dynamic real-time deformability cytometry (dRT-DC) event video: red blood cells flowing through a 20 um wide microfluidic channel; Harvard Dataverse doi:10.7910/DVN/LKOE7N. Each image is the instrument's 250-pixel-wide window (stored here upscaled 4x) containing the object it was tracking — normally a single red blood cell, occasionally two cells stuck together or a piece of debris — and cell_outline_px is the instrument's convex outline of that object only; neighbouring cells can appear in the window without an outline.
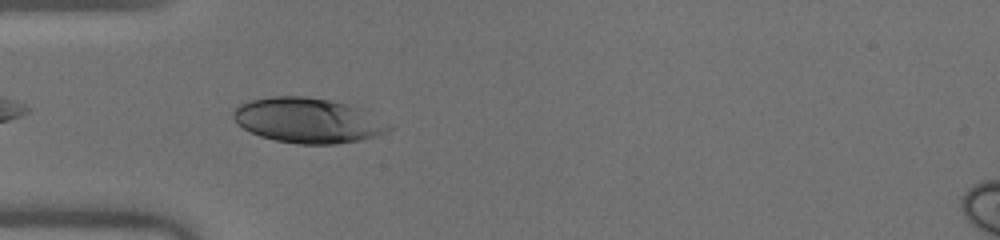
{"species": "human", "species_latin": "Homo sapiens", "temperature_condition": "warm", "stored_images_in_passage": 39, "camera_frame_rate_fps": 3000, "um_per_image_px": 0.085, "donor": {"sex": "male"}, "frame": {"image": 1, "passage_image": 4, "time_ms": 1.0, "image_size_px": [1000, 240], "cell_outline_px": [[392, 128], [376, 136], [360, 140], [336, 144], [300, 144], [276, 140], [260, 136], [236, 124], [232, 116], [232, 112], [240, 104], [252, 100], [272, 96], [304, 96], [328, 100], [360, 108], [392, 124]], "centroid_in_image_um": [26.16, 10.24], "position_along_channel_um": 58.8, "area_um2": 40.58}}
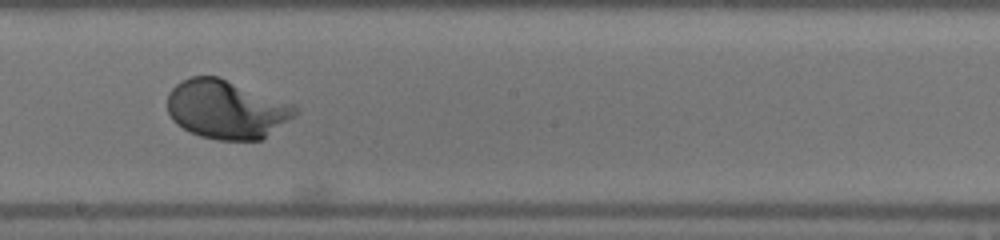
{"frame": {"image": 2, "passage_image": 17, "time_ms": 5.333, "image_size_px": [1000, 240], "cell_outline_px": [[296, 112], [292, 116], [260, 140], [220, 140], [200, 136], [176, 124], [172, 120], [168, 112], [168, 92], [180, 80], [192, 76], [220, 76], [296, 104]], "centroid_in_image_um": [19.21, 9.26], "position_along_channel_um": 229.0, "area_um2": 43.7}}
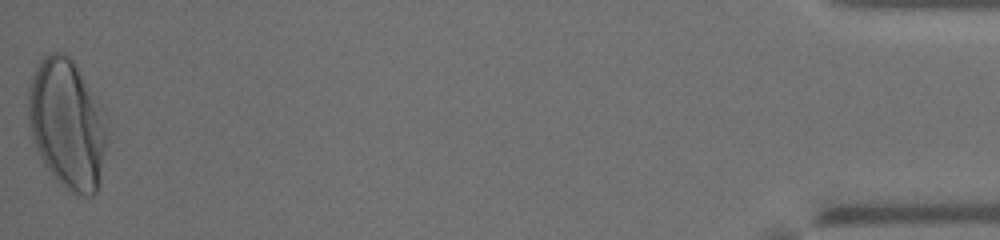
{"frame": {"image": 3, "passage_image": 39, "time_ms": 12.667, "image_size_px": [1000, 240], "cell_outline_px": [[108, 136], [96, 192], [92, 196], [88, 196], [72, 192], [56, 180], [52, 176], [44, 164], [36, 148], [32, 136], [28, 120], [28, 88], [32, 76], [40, 60], [44, 56], [52, 52], [64, 52], [72, 60], [88, 92]], "centroid_in_image_um": [5.61, 10.59], "position_along_channel_um": 429.6, "area_um2": 57.11}}